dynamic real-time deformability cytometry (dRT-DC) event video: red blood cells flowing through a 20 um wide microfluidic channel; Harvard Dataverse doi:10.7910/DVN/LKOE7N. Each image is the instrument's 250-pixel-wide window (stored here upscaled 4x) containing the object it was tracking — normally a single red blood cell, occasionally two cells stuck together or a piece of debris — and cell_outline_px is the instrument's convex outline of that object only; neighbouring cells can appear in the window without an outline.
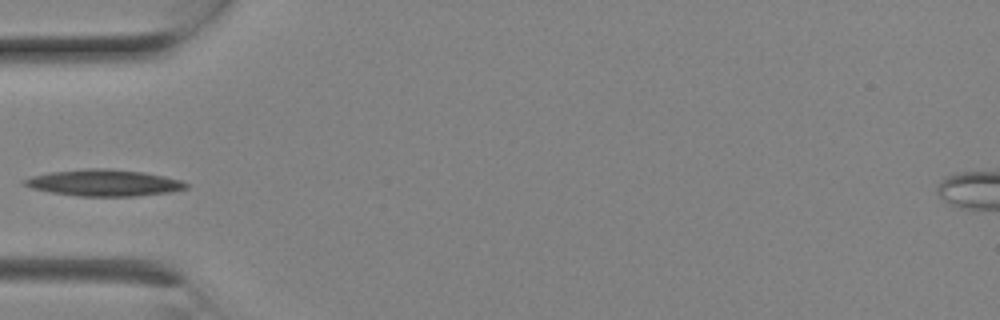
{"species": "Egyptian fruit bat (a non-hibernating species)", "species_latin": "Rousettus aegyptiacus", "temperature_condition": "room temperature", "stored_images_in_passage": 5, "camera_frame_rate_fps": 3000, "um_per_image_px": 0.085, "animal": {"sex": "female"}, "frame": {"image": 1, "passage_image": 3, "time_ms": 0.667, "image_size_px": [1000, 320], "cell_outline_px": [[188, 188], [172, 192], [136, 196], [80, 196], [52, 192], [32, 188], [24, 184], [20, 180], [32, 176], [48, 172], [88, 168], [108, 168], [144, 172], [164, 176], [180, 180], [188, 184]], "centroid_in_image_um": [8.84, 15.53], "position_along_channel_um": 76.2, "area_um2": 25.03}}
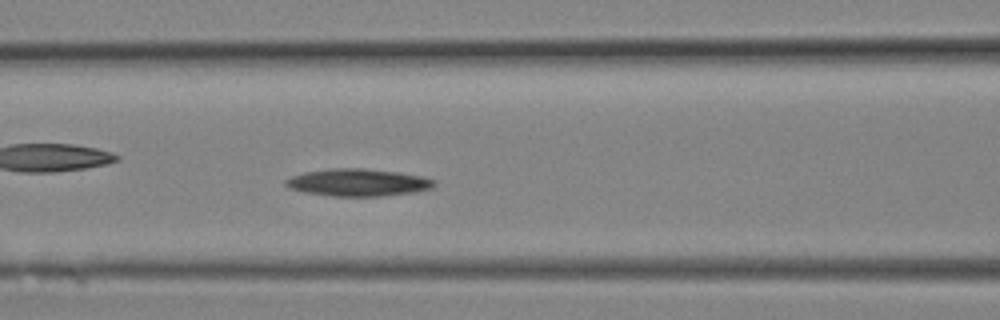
{"frame": {"image": 2, "passage_image": 5, "time_ms": 1.333, "image_size_px": [1000, 320], "cell_outline_px": [[436, 184], [432, 188], [416, 192], [380, 196], [332, 196], [304, 192], [288, 188], [284, 184], [284, 180], [292, 176], [304, 172], [328, 168], [364, 168], [396, 172], [424, 176], [436, 180]], "centroid_in_image_um": [30.43, 15.51], "position_along_channel_um": 136.2, "area_um2": 23.87}}